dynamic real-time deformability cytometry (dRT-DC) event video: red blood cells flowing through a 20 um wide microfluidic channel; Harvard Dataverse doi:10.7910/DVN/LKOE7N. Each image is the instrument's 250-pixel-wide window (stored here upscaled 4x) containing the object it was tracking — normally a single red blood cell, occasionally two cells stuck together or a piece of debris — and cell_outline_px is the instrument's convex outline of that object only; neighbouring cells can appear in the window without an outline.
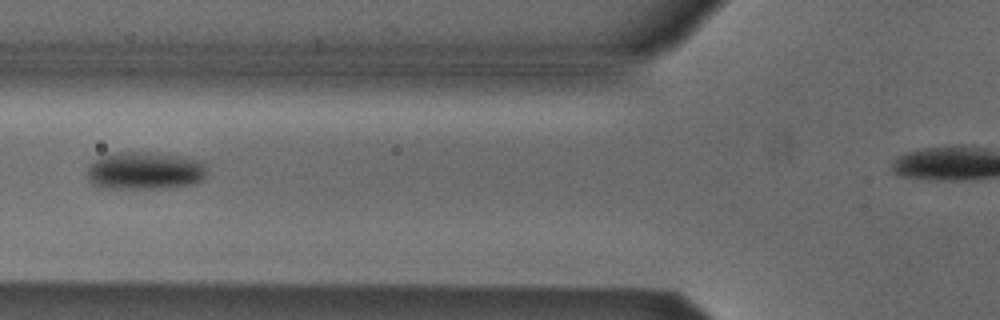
{"species": "Egyptian fruit bat (a non-hibernating species)", "species_latin": "Rousettus aegyptiacus", "temperature_condition": "cold", "stored_images_in_passage": 3, "camera_frame_rate_fps": 3000, "um_per_image_px": 0.085, "animal": {"sex": "male"}, "frame": {"image": 1, "passage_image": 2, "time_ms": 1.333, "image_size_px": [1000, 320], "cell_outline_px": [[208, 172], [204, 180], [192, 184], [160, 188], [104, 188], [92, 184], [88, 180], [88, 168], [100, 156], [120, 152], [152, 152], [188, 156], [204, 160], [208, 164]], "centroid_in_image_um": [12.43, 14.49], "position_along_channel_um": 113.4, "area_um2": 26.88}}
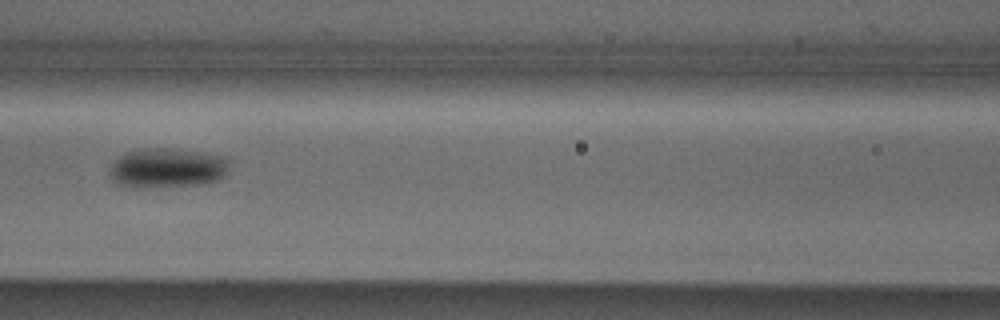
{"frame": {"image": 2, "passage_image": 3, "time_ms": 2.333, "image_size_px": [1000, 320], "cell_outline_px": [[232, 160], [224, 176], [216, 180], [204, 184], [144, 188], [136, 188], [116, 184], [112, 180], [112, 160], [128, 152], [140, 148], [168, 148], [224, 156]], "centroid_in_image_um": [14.22, 14.28], "position_along_channel_um": 152.4, "area_um2": 27.8}}